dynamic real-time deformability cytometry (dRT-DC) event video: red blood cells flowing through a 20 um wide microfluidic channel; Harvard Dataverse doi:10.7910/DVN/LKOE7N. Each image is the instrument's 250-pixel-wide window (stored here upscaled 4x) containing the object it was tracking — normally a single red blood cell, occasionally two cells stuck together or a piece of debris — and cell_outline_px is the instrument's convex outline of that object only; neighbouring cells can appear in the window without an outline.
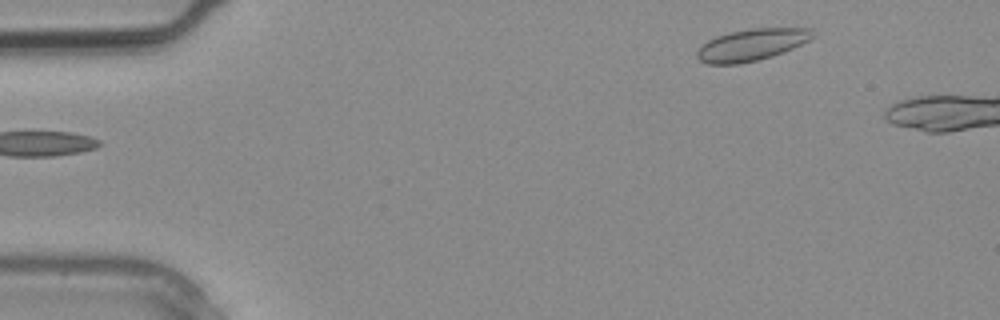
{"species": "common noctule bat (a hibernating species)", "species_latin": "Nyctalus noctula", "temperature_condition": "warm", "stored_images_in_passage": 2, "camera_frame_rate_fps": 3000, "um_per_image_px": 0.085, "animal": {"sex": "male", "body_mass_g": 20.4}, "frame": {"image": 1, "passage_image": 1, "time_ms": 0.0, "image_size_px": [1000, 320], "cell_outline_px": [[816, 36], [792, 48], [772, 56], [740, 64], [708, 64], [700, 60], [696, 56], [696, 52], [708, 40], [716, 36], [732, 32], [752, 28], [812, 28]], "centroid_in_image_um": [63.9, 3.8], "position_along_channel_um": 21.1, "area_um2": 21.21}}